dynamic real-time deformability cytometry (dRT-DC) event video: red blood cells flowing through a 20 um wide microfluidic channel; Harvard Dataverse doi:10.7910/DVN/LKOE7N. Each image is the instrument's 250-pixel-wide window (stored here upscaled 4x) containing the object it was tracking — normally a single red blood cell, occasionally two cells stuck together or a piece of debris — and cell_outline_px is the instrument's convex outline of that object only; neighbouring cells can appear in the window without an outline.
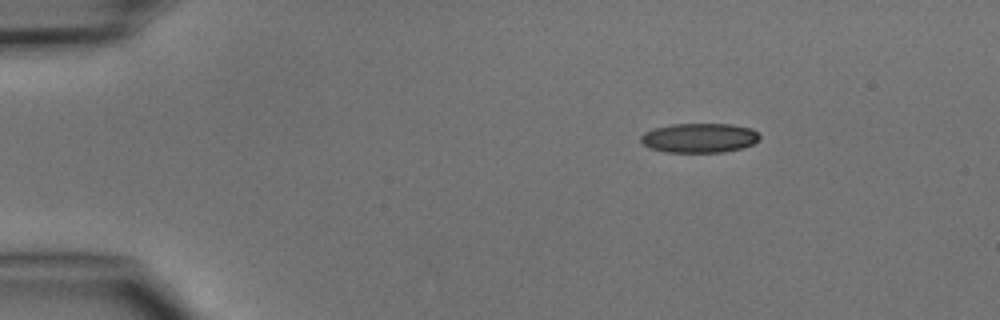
{"species": "common noctule bat (a hibernating species)", "species_latin": "Nyctalus noctula", "temperature_condition": "cold", "stored_images_in_passage": 3, "camera_frame_rate_fps": 3000, "um_per_image_px": 0.085, "animal": {"sex": "male", "body_mass_g": 15.6}, "frame": {"image": 1, "passage_image": 1, "time_ms": 0.0, "image_size_px": [1000, 320], "cell_outline_px": [[760, 136], [752, 144], [740, 148], [724, 152], [664, 152], [648, 148], [640, 140], [640, 136], [644, 132], [652, 128], [672, 124], [732, 124], [752, 128]], "centroid_in_image_um": [59.39, 11.72], "position_along_channel_um": 25.6, "area_um2": 20.46}}
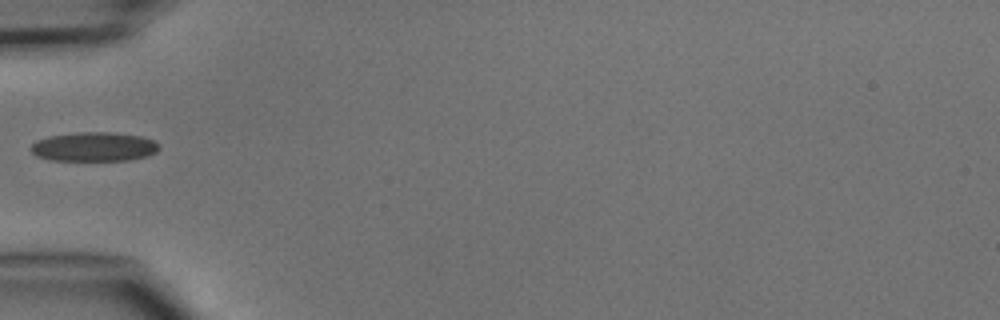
{"frame": {"image": 2, "passage_image": 3, "time_ms": 3.0, "image_size_px": [1000, 320], "cell_outline_px": [[160, 148], [156, 152], [148, 156], [128, 160], [52, 160], [36, 156], [28, 148], [36, 140], [48, 136], [76, 132], [112, 132], [140, 136], [152, 140], [160, 144]], "centroid_in_image_um": [7.97, 12.47], "position_along_channel_um": 77.0, "area_um2": 21.96}}